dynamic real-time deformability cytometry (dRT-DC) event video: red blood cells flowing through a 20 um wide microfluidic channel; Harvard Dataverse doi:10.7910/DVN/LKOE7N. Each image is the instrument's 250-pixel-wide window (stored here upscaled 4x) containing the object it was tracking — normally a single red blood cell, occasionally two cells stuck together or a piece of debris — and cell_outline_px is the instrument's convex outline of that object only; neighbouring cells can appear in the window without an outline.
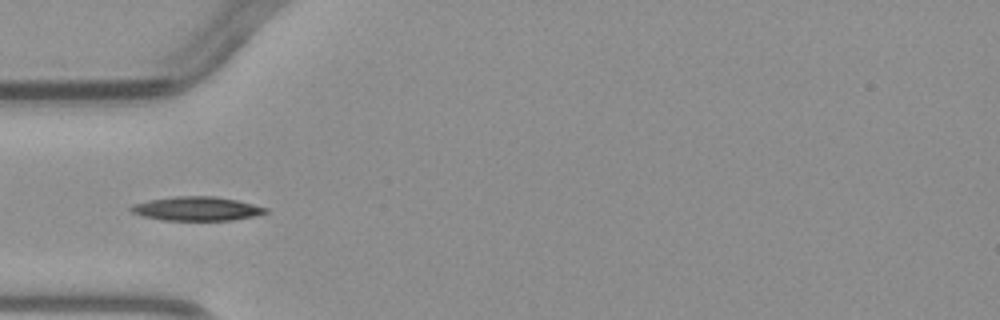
{"species": "common noctule bat (a hibernating species)", "species_latin": "Nyctalus noctula", "temperature_condition": "warm", "stored_images_in_passage": 5, "camera_frame_rate_fps": 3000, "um_per_image_px": 0.085, "animal": {"sex": "male", "body_mass_g": 23.1, "forearm_length_mm": 52.7}, "frame": {"image": 1, "passage_image": 5, "time_ms": 4.667, "image_size_px": [1000, 320], "cell_outline_px": [[268, 212], [256, 216], [232, 220], [164, 220], [144, 216], [132, 212], [128, 208], [132, 204], [148, 200], [176, 196], [216, 196], [236, 200], [268, 208]], "centroid_in_image_um": [16.73, 17.73], "position_along_channel_um": 68.3, "area_um2": 18.79}}